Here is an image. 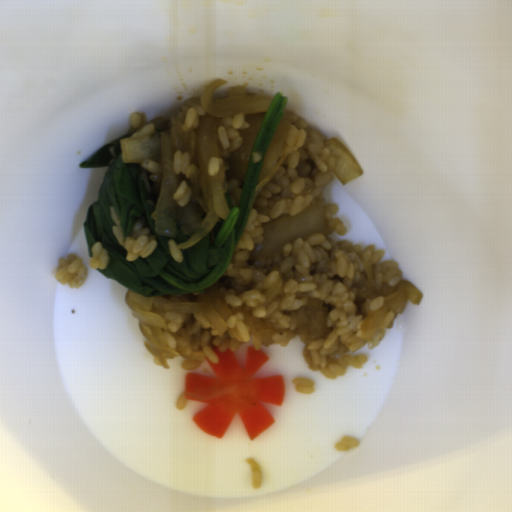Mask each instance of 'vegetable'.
Segmentation results:
<instances>
[{"label":"vegetable","instance_id":"add77e79","mask_svg":"<svg viewBox=\"0 0 512 512\" xmlns=\"http://www.w3.org/2000/svg\"><path fill=\"white\" fill-rule=\"evenodd\" d=\"M289 98L281 92L271 98L267 113L256 133L244 171L238 203L226 219L215 222L211 231L199 242L181 249L177 245L189 240L177 224L176 237H163L155 232V209L162 181V164L152 160L124 163L120 139L99 147L80 168H106L98 197L86 211L83 222L88 256L100 242L109 261L104 270L96 269L107 279H115L143 297L204 294L229 267L256 198L265 158L274 130L282 120ZM110 206H114L122 224L124 238L135 223L143 218L158 247L147 258L126 259V251L118 244L111 227Z\"/></svg>","mask_w":512,"mask_h":512}]
</instances>
